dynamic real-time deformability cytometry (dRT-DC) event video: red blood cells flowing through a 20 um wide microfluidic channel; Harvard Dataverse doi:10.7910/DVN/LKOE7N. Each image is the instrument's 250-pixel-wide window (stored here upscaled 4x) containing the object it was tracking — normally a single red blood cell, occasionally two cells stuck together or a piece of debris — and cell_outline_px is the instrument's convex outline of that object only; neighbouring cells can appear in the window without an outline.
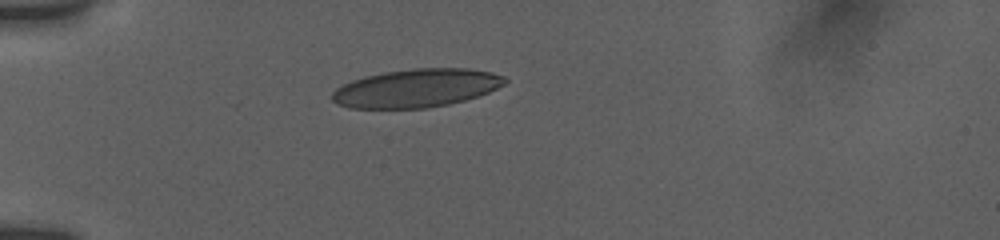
{"species": "human", "species_latin": "Homo sapiens", "temperature_condition": "room temperature", "stored_images_in_passage": 4, "camera_frame_rate_fps": 3000, "um_per_image_px": 0.085, "donor": {"sex": "female"}, "frame": {"image": 1, "passage_image": 1, "time_ms": 0.0, "image_size_px": [1000, 240], "cell_outline_px": [[508, 80], [504, 84], [488, 92], [464, 100], [448, 104], [424, 108], [348, 108], [336, 104], [332, 100], [332, 92], [336, 88], [352, 80], [364, 76], [384, 72], [412, 68], [468, 68], [492, 72], [504, 76]], "centroid_in_image_um": [35.37, 7.48], "position_along_channel_um": 49.6, "area_um2": 38.55}}
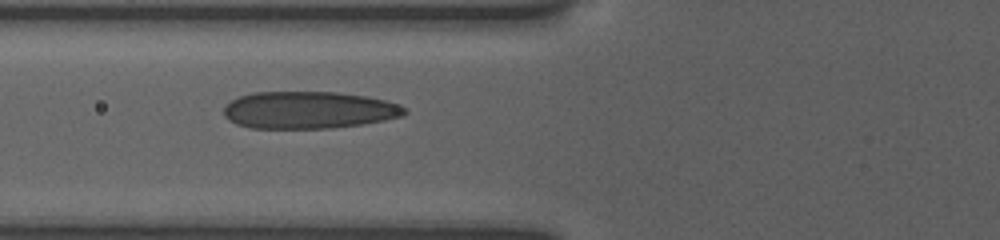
{"frame": {"image": 2, "passage_image": 3, "time_ms": 2.0, "image_size_px": [1000, 240], "cell_outline_px": [[408, 112], [400, 116], [384, 120], [360, 124], [332, 128], [252, 128], [236, 124], [228, 120], [224, 116], [224, 104], [240, 96], [256, 92], [336, 92], [364, 96], [384, 100], [396, 104], [404, 108]], "centroid_in_image_um": [26.18, 9.35], "position_along_channel_um": 99.6, "area_um2": 38.96}}
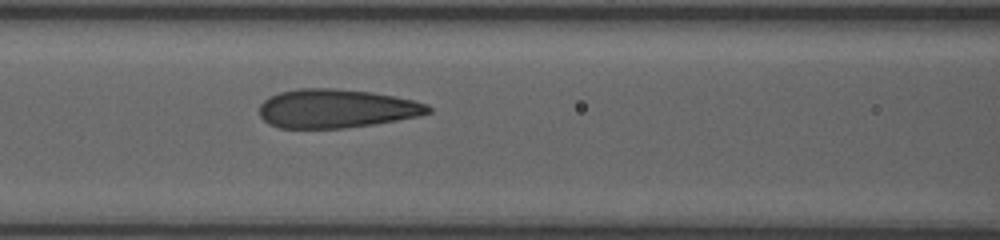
{"frame": {"image": 3, "passage_image": 4, "time_ms": 3.0, "image_size_px": [1000, 240], "cell_outline_px": [[432, 112], [416, 116], [396, 120], [372, 124], [340, 128], [280, 128], [268, 124], [260, 116], [260, 104], [264, 100], [280, 92], [300, 88], [336, 88], [372, 92], [412, 100], [428, 104], [432, 108]], "centroid_in_image_um": [28.57, 9.22], "position_along_channel_um": 138.0, "area_um2": 37.92}}